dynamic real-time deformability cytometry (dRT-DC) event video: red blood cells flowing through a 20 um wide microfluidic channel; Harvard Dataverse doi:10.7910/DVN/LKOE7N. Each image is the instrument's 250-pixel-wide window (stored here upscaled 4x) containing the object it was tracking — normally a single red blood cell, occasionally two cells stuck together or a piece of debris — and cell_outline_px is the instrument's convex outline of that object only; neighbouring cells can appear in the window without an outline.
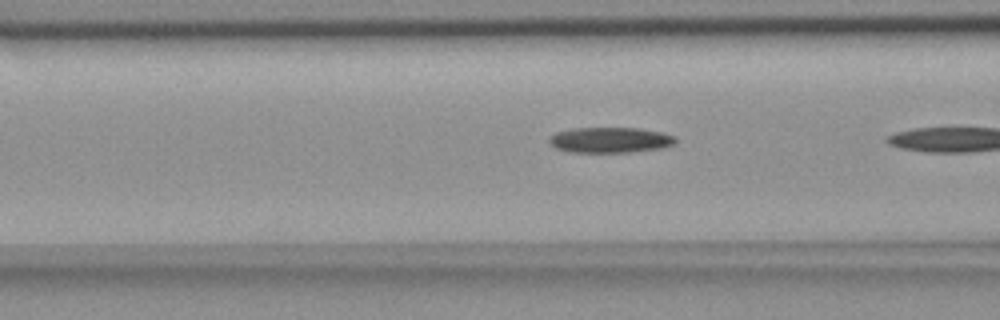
{"species": "common noctule bat (a hibernating species)", "species_latin": "Nyctalus noctula", "temperature_condition": "room temperature", "stored_images_in_passage": 7, "camera_frame_rate_fps": 3000, "um_per_image_px": 0.085, "animal": {"sex": "female", "body_mass_g": 18.4}, "frame": {"image": 1, "passage_image": 6, "time_ms": 1.667, "image_size_px": [1000, 320], "cell_outline_px": [[676, 140], [672, 144], [660, 148], [632, 152], [572, 152], [556, 148], [548, 140], [556, 132], [572, 128], [640, 128], [660, 132], [676, 136]], "centroid_in_image_um": [51.87, 11.89], "position_along_channel_um": 114.7, "area_um2": 18.61}}